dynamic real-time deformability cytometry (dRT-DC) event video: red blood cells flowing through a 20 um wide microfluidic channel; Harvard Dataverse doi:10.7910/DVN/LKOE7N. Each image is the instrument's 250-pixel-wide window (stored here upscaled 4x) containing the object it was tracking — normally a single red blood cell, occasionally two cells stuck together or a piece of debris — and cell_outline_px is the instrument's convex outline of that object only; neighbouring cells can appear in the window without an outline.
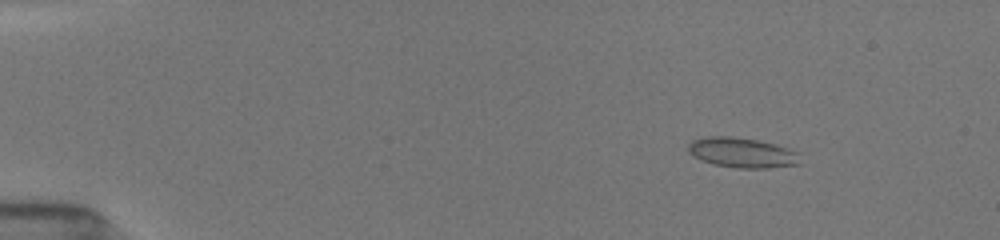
{"species": "common noctule bat (a hibernating species)", "species_latin": "Nyctalus noctula", "temperature_condition": "room temperature", "stored_images_in_passage": 17, "camera_frame_rate_fps": 3000, "um_per_image_px": 0.085, "animal": {"sex": "female", "body_mass_g": 19.5, "forearm_length_mm": 54.1}, "frame": {"image": 1, "passage_image": 4, "time_ms": 2.0, "image_size_px": [1000, 240], "cell_outline_px": [[800, 164], [768, 168], [736, 168], [712, 164], [700, 160], [692, 156], [688, 152], [688, 144], [692, 140], [708, 136], [732, 136], [756, 140], [776, 144], [796, 152]], "centroid_in_image_um": [63.01, 12.98], "position_along_channel_um": 22.0, "area_um2": 19.59}}
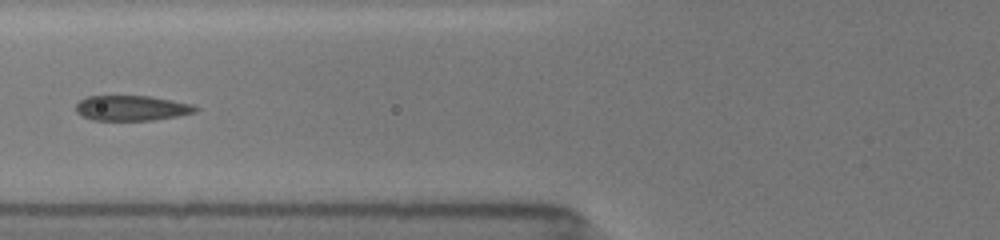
{"frame": {"image": 2, "passage_image": 12, "time_ms": 7.0, "image_size_px": [1000, 240], "cell_outline_px": [[200, 108], [196, 112], [176, 116], [152, 120], [92, 120], [76, 112], [76, 104], [80, 100], [88, 96], [152, 96], [192, 104]], "centroid_in_image_um": [11.21, 9.18], "position_along_channel_um": 114.6, "area_um2": 17.51}}
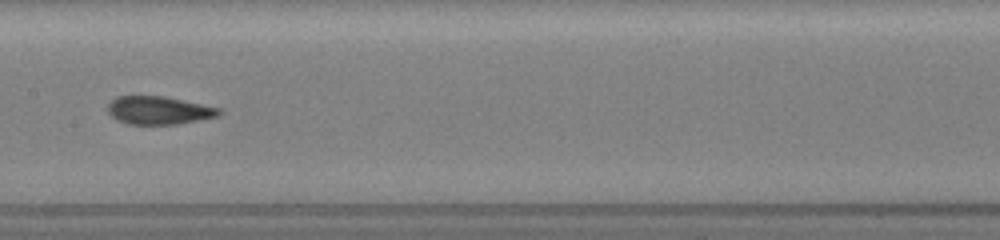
{"frame": {"image": 3, "passage_image": 15, "time_ms": 9.0, "image_size_px": [1000, 240], "cell_outline_px": [[224, 112], [220, 116], [176, 124], [128, 124], [116, 120], [108, 112], [108, 104], [116, 96], [164, 96], [220, 108]], "centroid_in_image_um": [13.51, 9.38], "position_along_channel_um": 193.9, "area_um2": 18.21}}